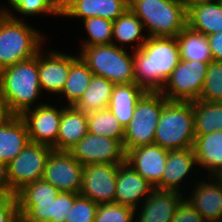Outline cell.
<instances>
[{"label":"cell","mask_w":222,"mask_h":222,"mask_svg":"<svg viewBox=\"0 0 222 222\" xmlns=\"http://www.w3.org/2000/svg\"><path fill=\"white\" fill-rule=\"evenodd\" d=\"M132 52L135 83L148 92H161L181 60L176 37H148Z\"/></svg>","instance_id":"1"},{"label":"cell","mask_w":222,"mask_h":222,"mask_svg":"<svg viewBox=\"0 0 222 222\" xmlns=\"http://www.w3.org/2000/svg\"><path fill=\"white\" fill-rule=\"evenodd\" d=\"M79 195L59 192L43 179L28 183L16 193L19 217L27 222H65Z\"/></svg>","instance_id":"2"},{"label":"cell","mask_w":222,"mask_h":222,"mask_svg":"<svg viewBox=\"0 0 222 222\" xmlns=\"http://www.w3.org/2000/svg\"><path fill=\"white\" fill-rule=\"evenodd\" d=\"M0 93L12 115L21 116L42 93L38 78V54L0 70Z\"/></svg>","instance_id":"3"},{"label":"cell","mask_w":222,"mask_h":222,"mask_svg":"<svg viewBox=\"0 0 222 222\" xmlns=\"http://www.w3.org/2000/svg\"><path fill=\"white\" fill-rule=\"evenodd\" d=\"M6 9H0V70L36 56L44 38Z\"/></svg>","instance_id":"4"},{"label":"cell","mask_w":222,"mask_h":222,"mask_svg":"<svg viewBox=\"0 0 222 222\" xmlns=\"http://www.w3.org/2000/svg\"><path fill=\"white\" fill-rule=\"evenodd\" d=\"M128 4L148 37H176L187 26V9L180 0H129Z\"/></svg>","instance_id":"5"},{"label":"cell","mask_w":222,"mask_h":222,"mask_svg":"<svg viewBox=\"0 0 222 222\" xmlns=\"http://www.w3.org/2000/svg\"><path fill=\"white\" fill-rule=\"evenodd\" d=\"M193 103L168 100L155 130V144L166 150L193 148L195 141Z\"/></svg>","instance_id":"6"},{"label":"cell","mask_w":222,"mask_h":222,"mask_svg":"<svg viewBox=\"0 0 222 222\" xmlns=\"http://www.w3.org/2000/svg\"><path fill=\"white\" fill-rule=\"evenodd\" d=\"M78 53L94 75L114 85L135 82L133 54H128L123 44L81 46Z\"/></svg>","instance_id":"7"},{"label":"cell","mask_w":222,"mask_h":222,"mask_svg":"<svg viewBox=\"0 0 222 222\" xmlns=\"http://www.w3.org/2000/svg\"><path fill=\"white\" fill-rule=\"evenodd\" d=\"M167 101L161 92L148 91L138 100L132 119L125 127L123 138L125 153L133 148L154 144L155 130L163 105Z\"/></svg>","instance_id":"8"},{"label":"cell","mask_w":222,"mask_h":222,"mask_svg":"<svg viewBox=\"0 0 222 222\" xmlns=\"http://www.w3.org/2000/svg\"><path fill=\"white\" fill-rule=\"evenodd\" d=\"M209 63L180 60L161 93L170 101L199 100Z\"/></svg>","instance_id":"9"},{"label":"cell","mask_w":222,"mask_h":222,"mask_svg":"<svg viewBox=\"0 0 222 222\" xmlns=\"http://www.w3.org/2000/svg\"><path fill=\"white\" fill-rule=\"evenodd\" d=\"M53 148L29 142L14 158L8 167V179L11 189L17 193L26 184L43 178L47 158Z\"/></svg>","instance_id":"10"},{"label":"cell","mask_w":222,"mask_h":222,"mask_svg":"<svg viewBox=\"0 0 222 222\" xmlns=\"http://www.w3.org/2000/svg\"><path fill=\"white\" fill-rule=\"evenodd\" d=\"M84 166L69 151L52 150L47 158L43 180L59 192L79 194Z\"/></svg>","instance_id":"11"},{"label":"cell","mask_w":222,"mask_h":222,"mask_svg":"<svg viewBox=\"0 0 222 222\" xmlns=\"http://www.w3.org/2000/svg\"><path fill=\"white\" fill-rule=\"evenodd\" d=\"M69 152L83 166L97 163L121 164L126 155L118 140L89 132Z\"/></svg>","instance_id":"12"},{"label":"cell","mask_w":222,"mask_h":222,"mask_svg":"<svg viewBox=\"0 0 222 222\" xmlns=\"http://www.w3.org/2000/svg\"><path fill=\"white\" fill-rule=\"evenodd\" d=\"M119 164H88L84 166L80 195L96 204L115 202Z\"/></svg>","instance_id":"13"},{"label":"cell","mask_w":222,"mask_h":222,"mask_svg":"<svg viewBox=\"0 0 222 222\" xmlns=\"http://www.w3.org/2000/svg\"><path fill=\"white\" fill-rule=\"evenodd\" d=\"M63 108L39 103L25 111L21 117L26 123L30 142L47 145L57 150L59 124Z\"/></svg>","instance_id":"14"},{"label":"cell","mask_w":222,"mask_h":222,"mask_svg":"<svg viewBox=\"0 0 222 222\" xmlns=\"http://www.w3.org/2000/svg\"><path fill=\"white\" fill-rule=\"evenodd\" d=\"M168 159V150L158 144L130 149L125 161L154 188L162 190V176Z\"/></svg>","instance_id":"15"},{"label":"cell","mask_w":222,"mask_h":222,"mask_svg":"<svg viewBox=\"0 0 222 222\" xmlns=\"http://www.w3.org/2000/svg\"><path fill=\"white\" fill-rule=\"evenodd\" d=\"M153 189L154 187L126 161L118 165L114 203L130 207L137 212L141 199L145 200Z\"/></svg>","instance_id":"16"},{"label":"cell","mask_w":222,"mask_h":222,"mask_svg":"<svg viewBox=\"0 0 222 222\" xmlns=\"http://www.w3.org/2000/svg\"><path fill=\"white\" fill-rule=\"evenodd\" d=\"M129 0H60V15L82 18L102 17L116 20L127 8Z\"/></svg>","instance_id":"17"},{"label":"cell","mask_w":222,"mask_h":222,"mask_svg":"<svg viewBox=\"0 0 222 222\" xmlns=\"http://www.w3.org/2000/svg\"><path fill=\"white\" fill-rule=\"evenodd\" d=\"M40 50L38 52V78L41 90L60 94L67 80L71 55L62 52L52 51L45 55Z\"/></svg>","instance_id":"18"},{"label":"cell","mask_w":222,"mask_h":222,"mask_svg":"<svg viewBox=\"0 0 222 222\" xmlns=\"http://www.w3.org/2000/svg\"><path fill=\"white\" fill-rule=\"evenodd\" d=\"M184 193L159 190L154 188L151 194L141 203L136 222H172L178 204Z\"/></svg>","instance_id":"19"},{"label":"cell","mask_w":222,"mask_h":222,"mask_svg":"<svg viewBox=\"0 0 222 222\" xmlns=\"http://www.w3.org/2000/svg\"><path fill=\"white\" fill-rule=\"evenodd\" d=\"M30 142L21 116L13 115L0 125V161L9 164Z\"/></svg>","instance_id":"20"},{"label":"cell","mask_w":222,"mask_h":222,"mask_svg":"<svg viewBox=\"0 0 222 222\" xmlns=\"http://www.w3.org/2000/svg\"><path fill=\"white\" fill-rule=\"evenodd\" d=\"M210 178V182L198 181L187 197V201L203 217L205 221L221 220L222 217V188Z\"/></svg>","instance_id":"21"},{"label":"cell","mask_w":222,"mask_h":222,"mask_svg":"<svg viewBox=\"0 0 222 222\" xmlns=\"http://www.w3.org/2000/svg\"><path fill=\"white\" fill-rule=\"evenodd\" d=\"M87 133V114L74 106H63L57 138V151H69Z\"/></svg>","instance_id":"22"},{"label":"cell","mask_w":222,"mask_h":222,"mask_svg":"<svg viewBox=\"0 0 222 222\" xmlns=\"http://www.w3.org/2000/svg\"><path fill=\"white\" fill-rule=\"evenodd\" d=\"M195 165L197 161L193 148L168 150V159L162 176V190L180 193V182L189 176L188 173Z\"/></svg>","instance_id":"23"},{"label":"cell","mask_w":222,"mask_h":222,"mask_svg":"<svg viewBox=\"0 0 222 222\" xmlns=\"http://www.w3.org/2000/svg\"><path fill=\"white\" fill-rule=\"evenodd\" d=\"M187 26L206 36L222 31V4L214 0L193 5L187 10Z\"/></svg>","instance_id":"24"},{"label":"cell","mask_w":222,"mask_h":222,"mask_svg":"<svg viewBox=\"0 0 222 222\" xmlns=\"http://www.w3.org/2000/svg\"><path fill=\"white\" fill-rule=\"evenodd\" d=\"M146 91L137 83L114 85L108 109L125 128L135 111L138 100Z\"/></svg>","instance_id":"25"},{"label":"cell","mask_w":222,"mask_h":222,"mask_svg":"<svg viewBox=\"0 0 222 222\" xmlns=\"http://www.w3.org/2000/svg\"><path fill=\"white\" fill-rule=\"evenodd\" d=\"M195 136L193 149L197 166H203L211 176L222 169V131Z\"/></svg>","instance_id":"26"},{"label":"cell","mask_w":222,"mask_h":222,"mask_svg":"<svg viewBox=\"0 0 222 222\" xmlns=\"http://www.w3.org/2000/svg\"><path fill=\"white\" fill-rule=\"evenodd\" d=\"M181 60L212 62L207 36L186 26L177 36Z\"/></svg>","instance_id":"27"},{"label":"cell","mask_w":222,"mask_h":222,"mask_svg":"<svg viewBox=\"0 0 222 222\" xmlns=\"http://www.w3.org/2000/svg\"><path fill=\"white\" fill-rule=\"evenodd\" d=\"M113 87L114 84L108 79L93 75L88 88L74 107L86 114L107 109Z\"/></svg>","instance_id":"28"},{"label":"cell","mask_w":222,"mask_h":222,"mask_svg":"<svg viewBox=\"0 0 222 222\" xmlns=\"http://www.w3.org/2000/svg\"><path fill=\"white\" fill-rule=\"evenodd\" d=\"M93 72L79 55L71 56V66L60 95L67 98L68 106H74L88 88Z\"/></svg>","instance_id":"29"},{"label":"cell","mask_w":222,"mask_h":222,"mask_svg":"<svg viewBox=\"0 0 222 222\" xmlns=\"http://www.w3.org/2000/svg\"><path fill=\"white\" fill-rule=\"evenodd\" d=\"M144 26L142 21L127 8L116 20L113 21L112 40L119 43L128 44L136 43L137 47L133 50H138L146 42L148 36L142 35ZM137 41V42H136Z\"/></svg>","instance_id":"30"},{"label":"cell","mask_w":222,"mask_h":222,"mask_svg":"<svg viewBox=\"0 0 222 222\" xmlns=\"http://www.w3.org/2000/svg\"><path fill=\"white\" fill-rule=\"evenodd\" d=\"M195 135L222 131V102L192 101Z\"/></svg>","instance_id":"31"},{"label":"cell","mask_w":222,"mask_h":222,"mask_svg":"<svg viewBox=\"0 0 222 222\" xmlns=\"http://www.w3.org/2000/svg\"><path fill=\"white\" fill-rule=\"evenodd\" d=\"M88 132L118 140L123 145L125 128L107 108L87 114Z\"/></svg>","instance_id":"32"},{"label":"cell","mask_w":222,"mask_h":222,"mask_svg":"<svg viewBox=\"0 0 222 222\" xmlns=\"http://www.w3.org/2000/svg\"><path fill=\"white\" fill-rule=\"evenodd\" d=\"M90 38L83 41L82 46L114 44L112 40L113 22L102 17L86 18L83 20Z\"/></svg>","instance_id":"33"},{"label":"cell","mask_w":222,"mask_h":222,"mask_svg":"<svg viewBox=\"0 0 222 222\" xmlns=\"http://www.w3.org/2000/svg\"><path fill=\"white\" fill-rule=\"evenodd\" d=\"M199 100L222 102V67L219 62L212 61L209 63Z\"/></svg>","instance_id":"34"},{"label":"cell","mask_w":222,"mask_h":222,"mask_svg":"<svg viewBox=\"0 0 222 222\" xmlns=\"http://www.w3.org/2000/svg\"><path fill=\"white\" fill-rule=\"evenodd\" d=\"M14 11L26 16L41 13L60 15V0H8Z\"/></svg>","instance_id":"35"},{"label":"cell","mask_w":222,"mask_h":222,"mask_svg":"<svg viewBox=\"0 0 222 222\" xmlns=\"http://www.w3.org/2000/svg\"><path fill=\"white\" fill-rule=\"evenodd\" d=\"M136 212L121 204H99L94 222H132Z\"/></svg>","instance_id":"36"},{"label":"cell","mask_w":222,"mask_h":222,"mask_svg":"<svg viewBox=\"0 0 222 222\" xmlns=\"http://www.w3.org/2000/svg\"><path fill=\"white\" fill-rule=\"evenodd\" d=\"M98 204L87 197L79 195L73 208L66 214L65 222H94Z\"/></svg>","instance_id":"37"},{"label":"cell","mask_w":222,"mask_h":222,"mask_svg":"<svg viewBox=\"0 0 222 222\" xmlns=\"http://www.w3.org/2000/svg\"><path fill=\"white\" fill-rule=\"evenodd\" d=\"M19 217L16 195L0 196V222H15Z\"/></svg>","instance_id":"38"},{"label":"cell","mask_w":222,"mask_h":222,"mask_svg":"<svg viewBox=\"0 0 222 222\" xmlns=\"http://www.w3.org/2000/svg\"><path fill=\"white\" fill-rule=\"evenodd\" d=\"M172 222H205L196 209L183 198L178 204Z\"/></svg>","instance_id":"39"},{"label":"cell","mask_w":222,"mask_h":222,"mask_svg":"<svg viewBox=\"0 0 222 222\" xmlns=\"http://www.w3.org/2000/svg\"><path fill=\"white\" fill-rule=\"evenodd\" d=\"M213 61H222V31L207 36Z\"/></svg>","instance_id":"40"},{"label":"cell","mask_w":222,"mask_h":222,"mask_svg":"<svg viewBox=\"0 0 222 222\" xmlns=\"http://www.w3.org/2000/svg\"><path fill=\"white\" fill-rule=\"evenodd\" d=\"M3 195H16V193L9 184L7 164L0 161V196Z\"/></svg>","instance_id":"41"},{"label":"cell","mask_w":222,"mask_h":222,"mask_svg":"<svg viewBox=\"0 0 222 222\" xmlns=\"http://www.w3.org/2000/svg\"><path fill=\"white\" fill-rule=\"evenodd\" d=\"M11 116L13 115L10 113L6 101L0 93V125L5 123Z\"/></svg>","instance_id":"42"},{"label":"cell","mask_w":222,"mask_h":222,"mask_svg":"<svg viewBox=\"0 0 222 222\" xmlns=\"http://www.w3.org/2000/svg\"><path fill=\"white\" fill-rule=\"evenodd\" d=\"M182 4L185 6V8L188 10L191 8L193 5L203 3V2H208L211 0H180Z\"/></svg>","instance_id":"43"},{"label":"cell","mask_w":222,"mask_h":222,"mask_svg":"<svg viewBox=\"0 0 222 222\" xmlns=\"http://www.w3.org/2000/svg\"><path fill=\"white\" fill-rule=\"evenodd\" d=\"M210 177H213L212 179H214V181L222 188V169L216 171Z\"/></svg>","instance_id":"44"},{"label":"cell","mask_w":222,"mask_h":222,"mask_svg":"<svg viewBox=\"0 0 222 222\" xmlns=\"http://www.w3.org/2000/svg\"><path fill=\"white\" fill-rule=\"evenodd\" d=\"M15 222H27V221L22 217H18V219Z\"/></svg>","instance_id":"45"},{"label":"cell","mask_w":222,"mask_h":222,"mask_svg":"<svg viewBox=\"0 0 222 222\" xmlns=\"http://www.w3.org/2000/svg\"><path fill=\"white\" fill-rule=\"evenodd\" d=\"M205 222H222L221 220H212V221H205Z\"/></svg>","instance_id":"46"},{"label":"cell","mask_w":222,"mask_h":222,"mask_svg":"<svg viewBox=\"0 0 222 222\" xmlns=\"http://www.w3.org/2000/svg\"><path fill=\"white\" fill-rule=\"evenodd\" d=\"M214 1L219 2V3H221V4H222V0H214Z\"/></svg>","instance_id":"47"}]
</instances>
